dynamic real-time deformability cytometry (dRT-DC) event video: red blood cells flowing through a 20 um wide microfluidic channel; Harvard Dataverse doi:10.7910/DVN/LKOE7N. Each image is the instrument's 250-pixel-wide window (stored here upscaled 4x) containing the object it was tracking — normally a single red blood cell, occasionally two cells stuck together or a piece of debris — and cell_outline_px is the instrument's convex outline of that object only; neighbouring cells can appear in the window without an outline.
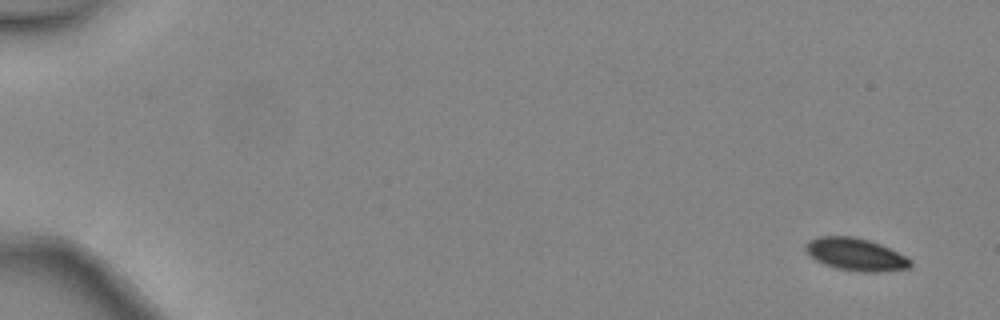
{"species": "common noctule bat (a hibernating species)", "species_latin": "Nyctalus noctula", "temperature_condition": "warm", "stored_images_in_passage": 8, "camera_frame_rate_fps": 3000, "um_per_image_px": 0.085, "animal": {"sex": "female", "body_mass_g": 24.6, "forearm_length_mm": 56.2}, "frame": {"image": 1, "passage_image": 1, "time_ms": 0.0, "image_size_px": [1000, 320], "cell_outline_px": [[912, 264], [908, 268], [880, 272], [860, 272], [836, 268], [824, 264], [816, 260], [804, 248], [804, 244], [808, 240], [820, 236], [852, 236], [868, 240], [880, 244], [912, 260]], "centroid_in_image_um": [72.71, 21.62], "position_along_channel_um": 12.3, "area_um2": 19.71}}
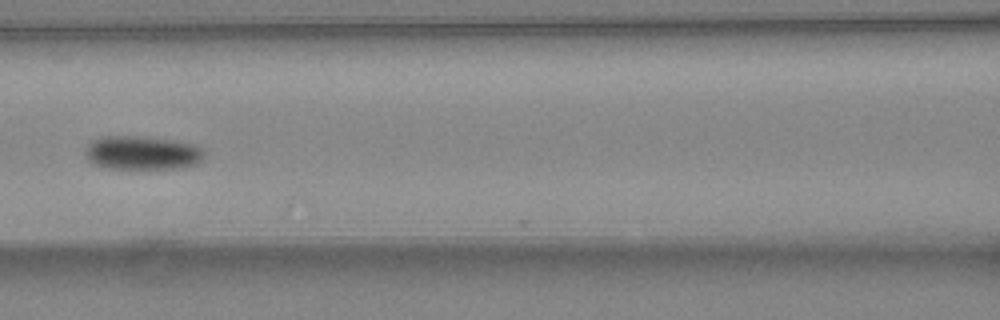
{"frame": {"image": 2, "passage_image": 7, "time_ms": 2.0, "image_size_px": [1000, 320], "cell_outline_px": [[204, 156], [196, 164], [184, 168], [104, 168], [92, 164], [84, 156], [84, 148], [92, 140], [104, 136], [140, 136], [172, 140], [196, 144], [204, 152]], "centroid_in_image_um": [12.04, 12.99], "position_along_channel_um": 154.6, "area_um2": 23.64}}
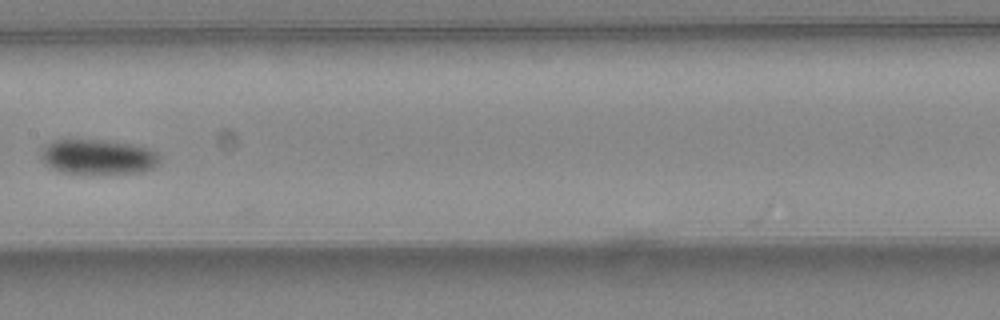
{"frame": {"image": 3, "passage_image": 8, "time_ms": 2.333, "image_size_px": [1000, 320], "cell_outline_px": [[160, 164], [144, 172], [88, 176], [80, 176], [60, 172], [44, 164], [40, 156], [44, 148], [48, 144], [56, 140], [104, 140], [132, 144], [148, 148], [156, 152], [160, 156]], "centroid_in_image_um": [8.35, 13.39], "position_along_channel_um": 199.0, "area_um2": 25.09}}